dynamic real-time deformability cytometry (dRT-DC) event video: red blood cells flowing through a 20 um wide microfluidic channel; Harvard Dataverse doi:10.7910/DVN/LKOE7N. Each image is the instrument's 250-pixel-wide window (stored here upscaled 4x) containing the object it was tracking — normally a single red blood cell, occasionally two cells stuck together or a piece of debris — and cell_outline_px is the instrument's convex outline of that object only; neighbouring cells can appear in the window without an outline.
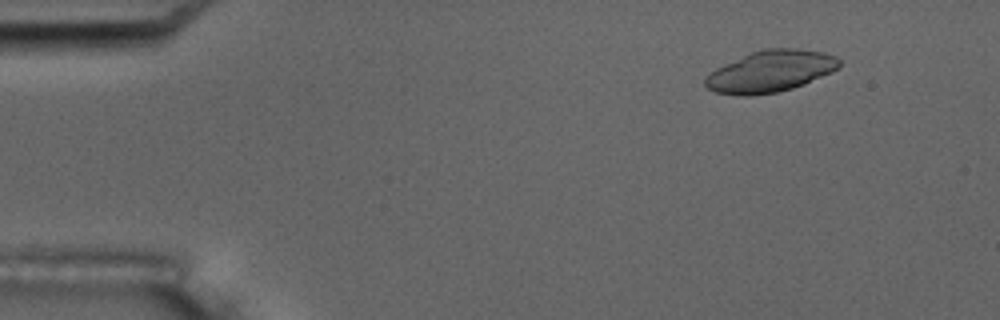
{"species": "common noctule bat (a hibernating species)", "species_latin": "Nyctalus noctula", "temperature_condition": "room temperature", "stored_images_in_passage": 3, "camera_frame_rate_fps": 3000, "um_per_image_px": 0.085, "animal": {"sex": "male", "body_mass_g": 17.5, "forearm_length_mm": 52.3}, "frame": {"image": 1, "passage_image": 1, "time_ms": 0.0, "image_size_px": [1000, 320], "cell_outline_px": [[840, 68], [832, 72], [804, 84], [792, 88], [776, 92], [752, 96], [740, 96], [716, 92], [708, 88], [704, 84], [704, 76], [716, 68], [752, 52], [764, 48], [800, 48], [824, 52], [836, 56], [840, 60]], "centroid_in_image_um": [65.5, 6.06], "position_along_channel_um": 19.5, "area_um2": 32.6}}